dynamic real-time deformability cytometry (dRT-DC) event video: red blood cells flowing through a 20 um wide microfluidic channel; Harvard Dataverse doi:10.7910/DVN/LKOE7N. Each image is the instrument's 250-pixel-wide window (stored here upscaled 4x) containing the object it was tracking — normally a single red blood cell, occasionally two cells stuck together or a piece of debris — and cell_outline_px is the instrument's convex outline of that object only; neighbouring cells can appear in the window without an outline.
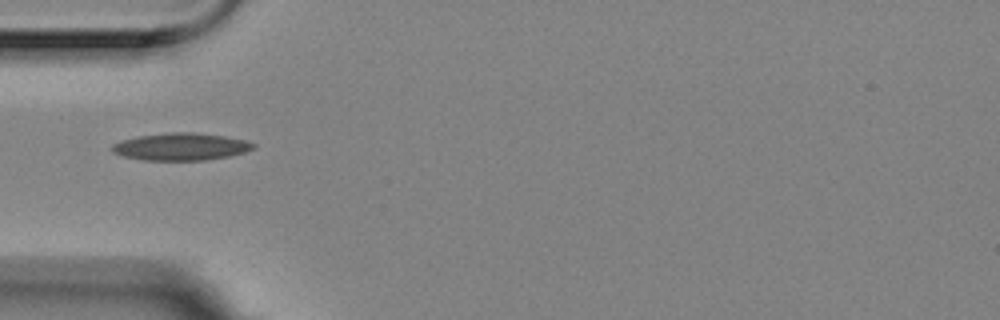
{"species": "Egyptian fruit bat (a non-hibernating species)", "species_latin": "Rousettus aegyptiacus", "temperature_condition": "room temperature", "stored_images_in_passage": 11, "camera_frame_rate_fps": 3000, "um_per_image_px": 0.085, "animal": {"sex": "female"}, "frame": {"image": 1, "passage_image": 1, "time_ms": 0.0, "image_size_px": [1000, 320], "cell_outline_px": [[256, 144], [252, 148], [244, 152], [228, 156], [204, 160], [144, 160], [124, 156], [112, 152], [112, 144], [120, 140], [136, 136], [168, 132], [192, 132], [224, 136], [244, 140]], "centroid_in_image_um": [15.32, 12.46], "position_along_channel_um": 69.7, "area_um2": 22.37}}
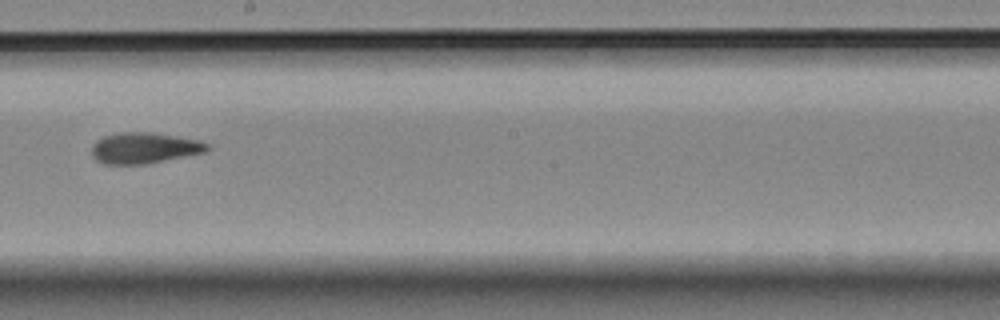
{"frame": {"image": 2, "passage_image": 5, "time_ms": 1.333, "image_size_px": [1000, 320], "cell_outline_px": [[212, 148], [204, 152], [144, 164], [104, 164], [96, 160], [92, 156], [92, 144], [96, 140], [104, 136], [120, 132], [152, 132], [200, 140], [208, 144]], "centroid_in_image_um": [12.24, 12.57], "position_along_channel_um": 236.0, "area_um2": 20.81}}
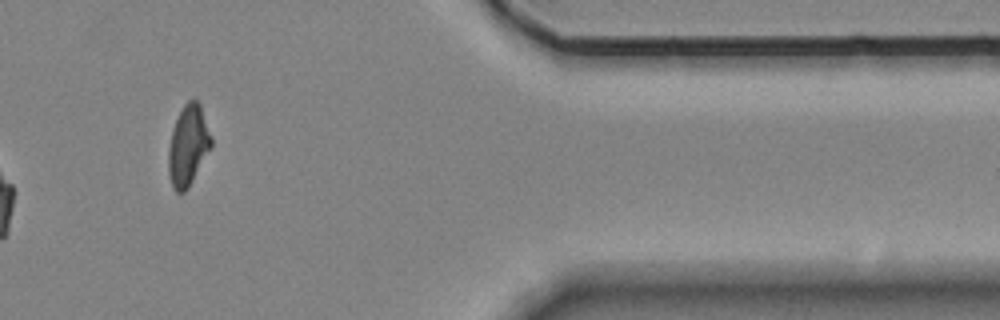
{"frame": {"image": 3, "passage_image": 9, "time_ms": 2.667, "image_size_px": [1000, 320], "cell_outline_px": [[212, 148], [188, 188], [184, 192], [176, 192], [172, 184], [168, 172], [168, 148], [172, 132], [176, 120], [184, 104], [188, 100], [196, 100], [200, 104], [212, 136]], "centroid_in_image_um": [16.01, 12.38], "position_along_channel_um": 395.4, "area_um2": 20.06}}